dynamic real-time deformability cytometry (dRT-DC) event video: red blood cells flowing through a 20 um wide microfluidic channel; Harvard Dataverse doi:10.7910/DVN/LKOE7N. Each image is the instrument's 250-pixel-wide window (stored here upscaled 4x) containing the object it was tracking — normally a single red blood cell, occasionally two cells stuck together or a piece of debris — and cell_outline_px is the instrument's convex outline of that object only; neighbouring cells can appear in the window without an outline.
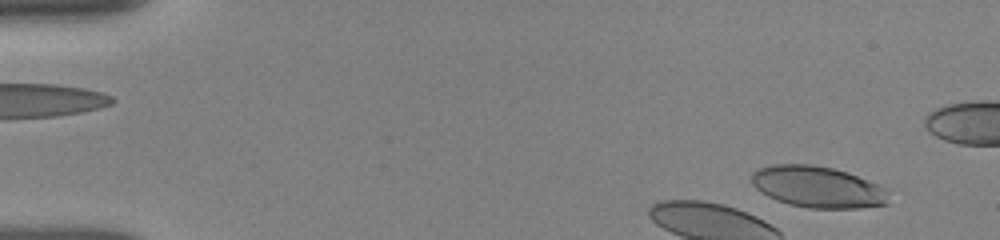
{"species": "human", "species_latin": "Homo sapiens", "temperature_condition": "room temperature", "stored_images_in_passage": 16, "camera_frame_rate_fps": 3000, "um_per_image_px": 0.085, "donor": {"sex": "female"}, "frame": {"image": 1, "passage_image": 1, "time_ms": 0.0, "image_size_px": [1000, 240], "cell_outline_px": [[888, 204], [860, 208], [808, 208], [788, 204], [776, 200], [760, 192], [752, 184], [752, 172], [760, 168], [772, 164], [812, 164], [832, 168], [848, 172], [876, 184], [884, 188], [888, 192]], "centroid_in_image_um": [69.49, 15.89], "position_along_channel_um": 15.5, "area_um2": 33.12}}
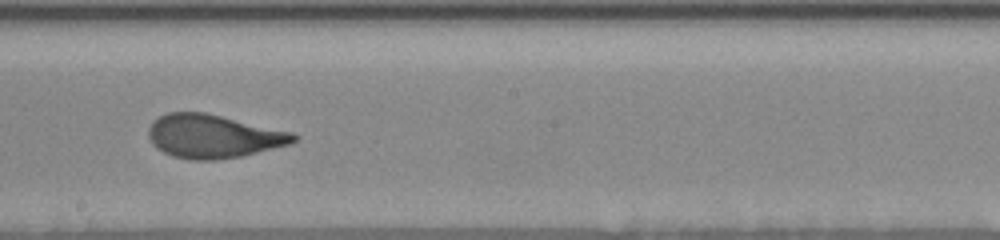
{"frame": {"image": 2, "passage_image": 9, "time_ms": 8.667, "image_size_px": [1000, 240], "cell_outline_px": [[300, 136], [296, 140], [288, 144], [240, 156], [216, 160], [188, 160], [172, 156], [156, 148], [152, 144], [148, 136], [148, 128], [152, 120], [168, 112], [204, 112], [292, 132]], "centroid_in_image_um": [18.07, 11.58], "position_along_channel_um": 230.1, "area_um2": 36.65}}
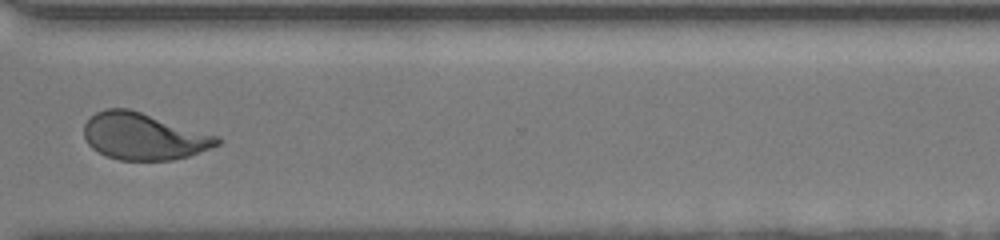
{"frame": {"image": 3, "passage_image": 12, "time_ms": 12.0, "image_size_px": [1000, 240], "cell_outline_px": [[220, 144], [188, 156], [172, 160], [120, 160], [108, 156], [92, 148], [88, 144], [84, 136], [84, 124], [96, 112], [108, 108], [128, 108], [220, 136]], "centroid_in_image_um": [12.22, 11.59], "position_along_channel_um": 358.4, "area_um2": 36.13}, "authors_computed_cell_mechanics": {"area_um2": 36.4718, "velocity_mm_per_s": 3.8589, "shape_relaxation_time_tau1_ms": 3.1667, "shape_relaxation_time_tau2_ms": null, "deformation_change_tau1": 0.1521, "deformation_change_tau2": null}}